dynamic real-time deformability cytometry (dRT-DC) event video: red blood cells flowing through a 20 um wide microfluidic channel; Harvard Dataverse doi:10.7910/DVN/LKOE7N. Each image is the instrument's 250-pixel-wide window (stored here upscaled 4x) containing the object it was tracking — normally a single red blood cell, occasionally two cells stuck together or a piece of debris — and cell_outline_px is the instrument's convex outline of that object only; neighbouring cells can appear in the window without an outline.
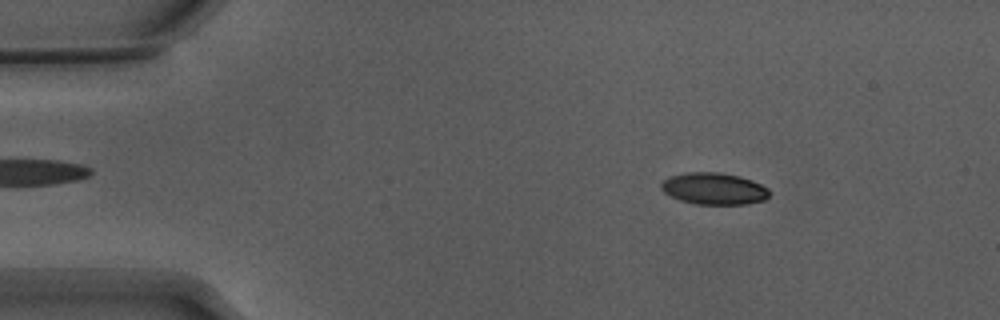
{"species": "Egyptian fruit bat (a non-hibernating species)", "species_latin": "Rousettus aegyptiacus", "temperature_condition": "warm", "stored_images_in_passage": 54, "camera_frame_rate_fps": 3000, "um_per_image_px": 0.085, "animal": {"sex": "male"}, "frame": {"image": 1, "passage_image": 8, "time_ms": 2.333, "image_size_px": [1000, 320], "cell_outline_px": [[768, 196], [764, 200], [744, 204], [696, 204], [680, 200], [664, 192], [660, 188], [660, 184], [668, 176], [688, 172], [720, 172], [740, 176], [752, 180], [768, 188]], "centroid_in_image_um": [60.66, 16.02], "position_along_channel_um": 24.3, "area_um2": 20.0}}
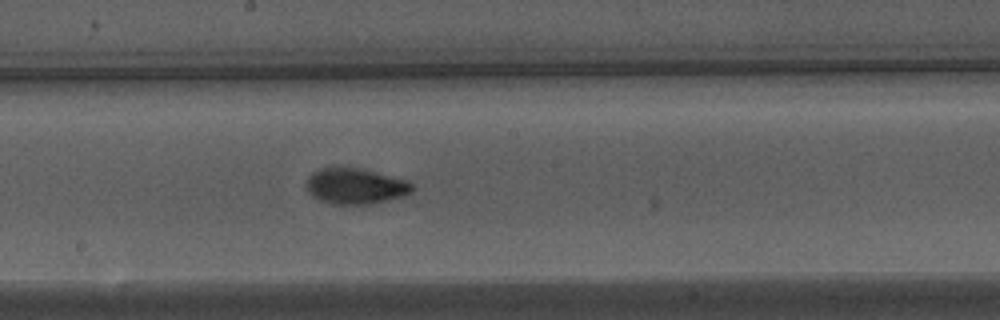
{"frame": {"image": 2, "passage_image": 29, "time_ms": 9.333, "image_size_px": [1000, 320], "cell_outline_px": [[412, 192], [404, 196], [368, 204], [332, 204], [320, 200], [312, 196], [308, 192], [308, 176], [312, 172], [320, 168], [332, 164], [340, 164], [360, 168], [408, 180], [412, 184]], "centroid_in_image_um": [30.17, 15.77], "position_along_channel_um": 218.0, "area_um2": 22.54}}
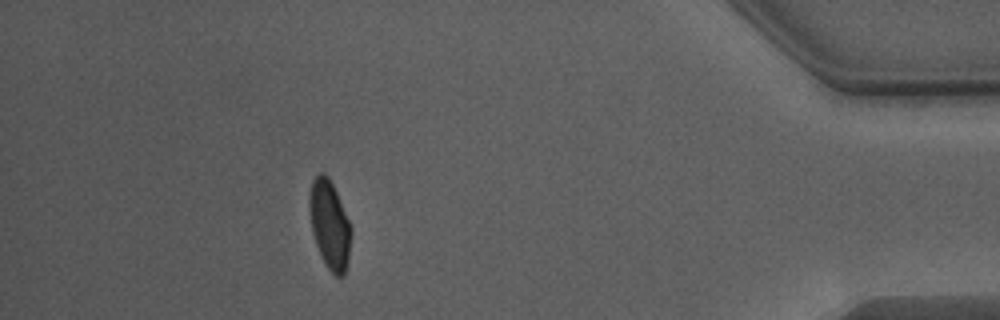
{"frame": {"image": 3, "passage_image": 48, "time_ms": 15.667, "image_size_px": [1000, 320], "cell_outline_px": [[352, 232], [348, 260], [344, 276], [336, 276], [328, 268], [320, 256], [312, 232], [308, 200], [308, 196], [312, 180], [320, 172], [324, 172], [328, 176], [336, 192], [352, 228]], "centroid_in_image_um": [28.01, 19.09], "position_along_channel_um": 407.2, "area_um2": 21.5}, "authors_computed_cell_mechanics": {"area_um2": 21.2704, "velocity_mm_per_s": 3.8451, "shape_relaxation_time_tau1_ms": 2.6117, "shape_relaxation_time_tau2_ms": 1.0398, "deformation_change_tau1": 0.1477, "deformation_change_tau2": 0.0485}}